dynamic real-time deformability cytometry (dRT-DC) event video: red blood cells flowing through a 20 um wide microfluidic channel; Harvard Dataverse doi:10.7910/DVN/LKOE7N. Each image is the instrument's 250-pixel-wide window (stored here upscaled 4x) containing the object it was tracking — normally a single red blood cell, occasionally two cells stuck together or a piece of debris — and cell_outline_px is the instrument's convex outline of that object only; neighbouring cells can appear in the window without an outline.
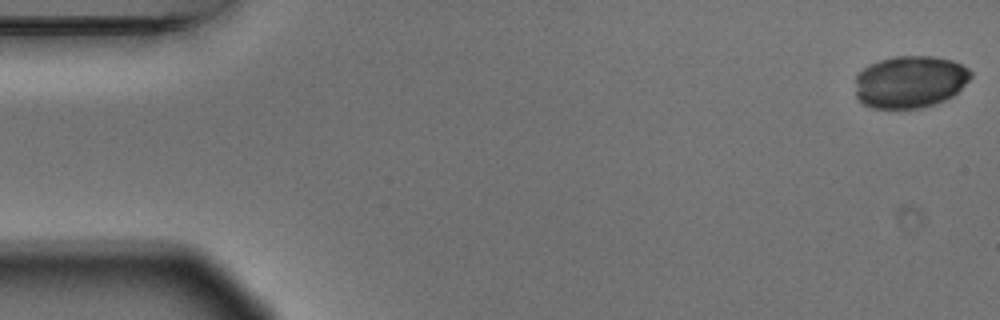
{"species": "Egyptian fruit bat (a non-hibernating species)", "species_latin": "Rousettus aegyptiacus", "temperature_condition": "warm", "stored_images_in_passage": 6, "segment_of_instrument_passage": [2, 2], "camera_frame_rate_fps": 3000, "um_per_image_px": 0.085, "animal": {"sex": "male"}, "frame": {"image": 1, "passage_image": 6, "time_ms": 1.667, "image_size_px": [1000, 320], "cell_outline_px": [[972, 76], [952, 96], [944, 100], [920, 108], [872, 108], [864, 104], [856, 96], [856, 76], [868, 64], [892, 56], [932, 56], [952, 60], [968, 68], [972, 72]], "centroid_in_image_um": [77.33, 6.94], "position_along_channel_um": 7.7, "area_um2": 35.03}}